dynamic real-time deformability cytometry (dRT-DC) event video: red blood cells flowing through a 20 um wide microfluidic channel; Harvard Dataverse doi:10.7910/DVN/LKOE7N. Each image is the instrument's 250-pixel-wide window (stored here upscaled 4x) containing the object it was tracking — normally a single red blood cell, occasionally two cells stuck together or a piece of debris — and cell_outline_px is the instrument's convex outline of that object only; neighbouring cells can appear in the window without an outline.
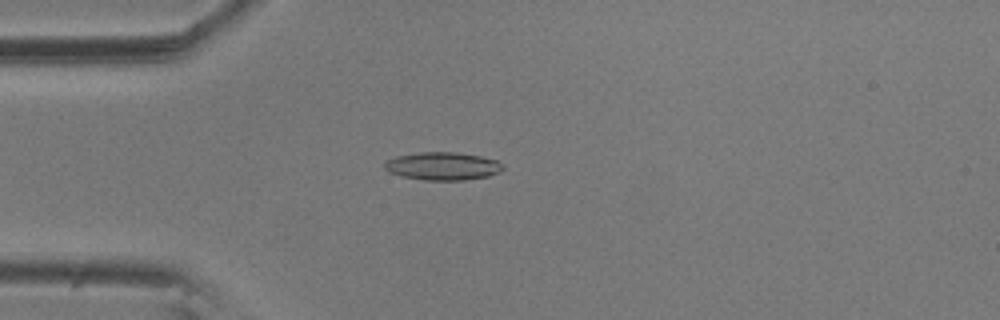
{"species": "common noctule bat (a hibernating species)", "species_latin": "Nyctalus noctula", "temperature_condition": "room temperature", "stored_images_in_passage": 52, "camera_frame_rate_fps": 3000, "um_per_image_px": 0.085, "animal": {"sex": "male", "body_mass_g": 20.5, "forearm_length_mm": 52.5}, "frame": {"image": 1, "passage_image": 10, "time_ms": 3.0, "image_size_px": [1000, 320], "cell_outline_px": [[504, 168], [500, 172], [488, 176], [464, 180], [424, 180], [400, 176], [388, 172], [384, 168], [384, 160], [396, 156], [420, 152], [456, 152], [480, 156], [496, 160]], "centroid_in_image_um": [37.57, 14.12], "position_along_channel_um": 47.4, "area_um2": 19.36}}
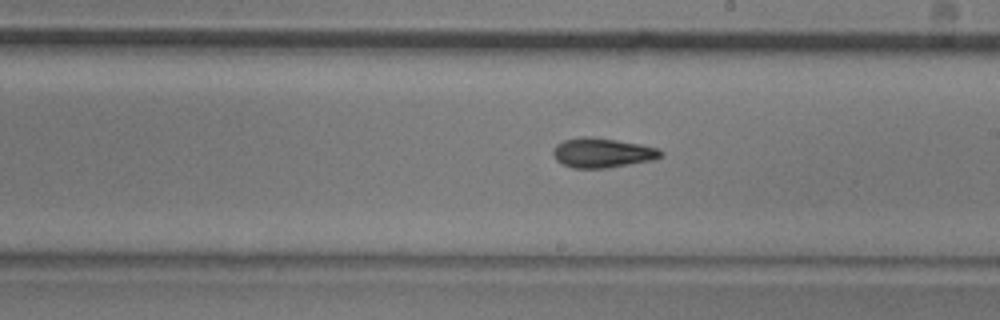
{"frame": {"image": 2, "passage_image": 27, "time_ms": 8.667, "image_size_px": [1000, 320], "cell_outline_px": [[664, 152], [660, 156], [652, 160], [608, 168], [572, 168], [556, 160], [552, 152], [552, 148], [556, 144], [564, 140], [580, 136], [592, 136], [640, 144], [656, 148]], "centroid_in_image_um": [51.15, 12.98], "position_along_channel_um": 237.9, "area_um2": 18.61}}
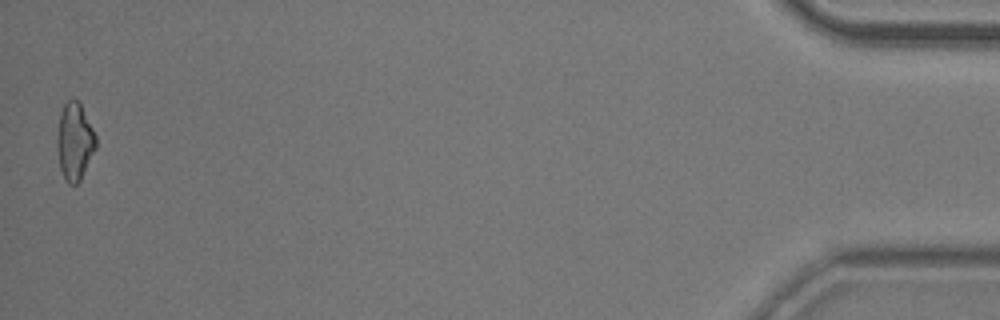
{"frame": {"image": 3, "passage_image": 51, "time_ms": 16.667, "image_size_px": [1000, 320], "cell_outline_px": [[96, 148], [80, 180], [76, 184], [68, 184], [60, 168], [56, 148], [56, 136], [60, 112], [64, 104], [72, 96], [80, 100], [96, 136]], "centroid_in_image_um": [6.33, 11.96], "position_along_channel_um": 428.9, "area_um2": 17.8}, "authors_computed_cell_mechanics": {"area_um2": 17.8891, "velocity_mm_per_s": 3.5772, "shape_relaxation_time_tau1_ms": 7.5762, "shape_relaxation_time_tau2_ms": 4.4641, "deformation_change_tau1": 0.1869, "deformation_change_tau2": 0.1206}}